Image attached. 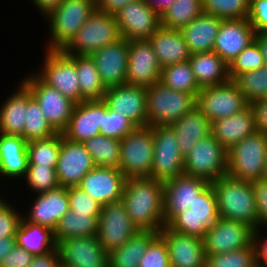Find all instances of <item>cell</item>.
<instances>
[{
    "mask_svg": "<svg viewBox=\"0 0 267 267\" xmlns=\"http://www.w3.org/2000/svg\"><path fill=\"white\" fill-rule=\"evenodd\" d=\"M164 186L152 178H128L122 202L139 231L159 232L164 226Z\"/></svg>",
    "mask_w": 267,
    "mask_h": 267,
    "instance_id": "1",
    "label": "cell"
},
{
    "mask_svg": "<svg viewBox=\"0 0 267 267\" xmlns=\"http://www.w3.org/2000/svg\"><path fill=\"white\" fill-rule=\"evenodd\" d=\"M220 217L258 228V215L252 182L225 175L211 182Z\"/></svg>",
    "mask_w": 267,
    "mask_h": 267,
    "instance_id": "2",
    "label": "cell"
},
{
    "mask_svg": "<svg viewBox=\"0 0 267 267\" xmlns=\"http://www.w3.org/2000/svg\"><path fill=\"white\" fill-rule=\"evenodd\" d=\"M96 9V0H63L45 16L49 23L45 49L63 50Z\"/></svg>",
    "mask_w": 267,
    "mask_h": 267,
    "instance_id": "3",
    "label": "cell"
},
{
    "mask_svg": "<svg viewBox=\"0 0 267 267\" xmlns=\"http://www.w3.org/2000/svg\"><path fill=\"white\" fill-rule=\"evenodd\" d=\"M197 105V98L156 82L147 87V126H171Z\"/></svg>",
    "mask_w": 267,
    "mask_h": 267,
    "instance_id": "4",
    "label": "cell"
},
{
    "mask_svg": "<svg viewBox=\"0 0 267 267\" xmlns=\"http://www.w3.org/2000/svg\"><path fill=\"white\" fill-rule=\"evenodd\" d=\"M267 159V133L256 131L227 151V175L244 181L262 178Z\"/></svg>",
    "mask_w": 267,
    "mask_h": 267,
    "instance_id": "5",
    "label": "cell"
},
{
    "mask_svg": "<svg viewBox=\"0 0 267 267\" xmlns=\"http://www.w3.org/2000/svg\"><path fill=\"white\" fill-rule=\"evenodd\" d=\"M154 158L152 127H136L120 140L119 169L125 178H151Z\"/></svg>",
    "mask_w": 267,
    "mask_h": 267,
    "instance_id": "6",
    "label": "cell"
},
{
    "mask_svg": "<svg viewBox=\"0 0 267 267\" xmlns=\"http://www.w3.org/2000/svg\"><path fill=\"white\" fill-rule=\"evenodd\" d=\"M115 16L96 9L63 49L67 55H87L121 39Z\"/></svg>",
    "mask_w": 267,
    "mask_h": 267,
    "instance_id": "7",
    "label": "cell"
},
{
    "mask_svg": "<svg viewBox=\"0 0 267 267\" xmlns=\"http://www.w3.org/2000/svg\"><path fill=\"white\" fill-rule=\"evenodd\" d=\"M220 218L210 183L196 196L190 208L178 213L166 226L175 232L204 239L206 232L213 229Z\"/></svg>",
    "mask_w": 267,
    "mask_h": 267,
    "instance_id": "8",
    "label": "cell"
},
{
    "mask_svg": "<svg viewBox=\"0 0 267 267\" xmlns=\"http://www.w3.org/2000/svg\"><path fill=\"white\" fill-rule=\"evenodd\" d=\"M44 61L39 72L35 73L48 85L74 103L84 99L80 95L76 69V55H67L63 50H45Z\"/></svg>",
    "mask_w": 267,
    "mask_h": 267,
    "instance_id": "9",
    "label": "cell"
},
{
    "mask_svg": "<svg viewBox=\"0 0 267 267\" xmlns=\"http://www.w3.org/2000/svg\"><path fill=\"white\" fill-rule=\"evenodd\" d=\"M21 83L37 101L51 127L62 133L69 124L76 103L46 84L35 72H30Z\"/></svg>",
    "mask_w": 267,
    "mask_h": 267,
    "instance_id": "10",
    "label": "cell"
},
{
    "mask_svg": "<svg viewBox=\"0 0 267 267\" xmlns=\"http://www.w3.org/2000/svg\"><path fill=\"white\" fill-rule=\"evenodd\" d=\"M184 174L209 183L227 175V150L211 134L199 140L184 157Z\"/></svg>",
    "mask_w": 267,
    "mask_h": 267,
    "instance_id": "11",
    "label": "cell"
},
{
    "mask_svg": "<svg viewBox=\"0 0 267 267\" xmlns=\"http://www.w3.org/2000/svg\"><path fill=\"white\" fill-rule=\"evenodd\" d=\"M154 158L151 178L165 183L184 174V157L180 152L177 135L169 126L152 127Z\"/></svg>",
    "mask_w": 267,
    "mask_h": 267,
    "instance_id": "12",
    "label": "cell"
},
{
    "mask_svg": "<svg viewBox=\"0 0 267 267\" xmlns=\"http://www.w3.org/2000/svg\"><path fill=\"white\" fill-rule=\"evenodd\" d=\"M248 105L237 84L230 80L221 85L202 87L196 107L213 122L239 113Z\"/></svg>",
    "mask_w": 267,
    "mask_h": 267,
    "instance_id": "13",
    "label": "cell"
},
{
    "mask_svg": "<svg viewBox=\"0 0 267 267\" xmlns=\"http://www.w3.org/2000/svg\"><path fill=\"white\" fill-rule=\"evenodd\" d=\"M138 231L122 200L102 206L96 236L107 253L122 246Z\"/></svg>",
    "mask_w": 267,
    "mask_h": 267,
    "instance_id": "14",
    "label": "cell"
},
{
    "mask_svg": "<svg viewBox=\"0 0 267 267\" xmlns=\"http://www.w3.org/2000/svg\"><path fill=\"white\" fill-rule=\"evenodd\" d=\"M96 165L83 143L68 140L61 133V148L56 174L58 183L65 188L76 187Z\"/></svg>",
    "mask_w": 267,
    "mask_h": 267,
    "instance_id": "15",
    "label": "cell"
},
{
    "mask_svg": "<svg viewBox=\"0 0 267 267\" xmlns=\"http://www.w3.org/2000/svg\"><path fill=\"white\" fill-rule=\"evenodd\" d=\"M114 16L121 37L128 41L148 39L161 26V16L144 0L128 3Z\"/></svg>",
    "mask_w": 267,
    "mask_h": 267,
    "instance_id": "16",
    "label": "cell"
},
{
    "mask_svg": "<svg viewBox=\"0 0 267 267\" xmlns=\"http://www.w3.org/2000/svg\"><path fill=\"white\" fill-rule=\"evenodd\" d=\"M162 66L148 39L129 40L126 83L150 87L160 81Z\"/></svg>",
    "mask_w": 267,
    "mask_h": 267,
    "instance_id": "17",
    "label": "cell"
},
{
    "mask_svg": "<svg viewBox=\"0 0 267 267\" xmlns=\"http://www.w3.org/2000/svg\"><path fill=\"white\" fill-rule=\"evenodd\" d=\"M57 250L63 267H108V253L97 236L62 240Z\"/></svg>",
    "mask_w": 267,
    "mask_h": 267,
    "instance_id": "18",
    "label": "cell"
},
{
    "mask_svg": "<svg viewBox=\"0 0 267 267\" xmlns=\"http://www.w3.org/2000/svg\"><path fill=\"white\" fill-rule=\"evenodd\" d=\"M110 110L126 116L137 127L147 126V87L123 84L106 89L102 99Z\"/></svg>",
    "mask_w": 267,
    "mask_h": 267,
    "instance_id": "19",
    "label": "cell"
},
{
    "mask_svg": "<svg viewBox=\"0 0 267 267\" xmlns=\"http://www.w3.org/2000/svg\"><path fill=\"white\" fill-rule=\"evenodd\" d=\"M210 183L205 179L186 174L179 175L164 186V223L167 225L178 213L184 212L193 204L196 196Z\"/></svg>",
    "mask_w": 267,
    "mask_h": 267,
    "instance_id": "20",
    "label": "cell"
},
{
    "mask_svg": "<svg viewBox=\"0 0 267 267\" xmlns=\"http://www.w3.org/2000/svg\"><path fill=\"white\" fill-rule=\"evenodd\" d=\"M253 229L244 223L220 218L203 239L206 255L236 251L252 243Z\"/></svg>",
    "mask_w": 267,
    "mask_h": 267,
    "instance_id": "21",
    "label": "cell"
},
{
    "mask_svg": "<svg viewBox=\"0 0 267 267\" xmlns=\"http://www.w3.org/2000/svg\"><path fill=\"white\" fill-rule=\"evenodd\" d=\"M94 60L102 84L105 88L126 84V71L129 57V41L121 38L93 52Z\"/></svg>",
    "mask_w": 267,
    "mask_h": 267,
    "instance_id": "22",
    "label": "cell"
},
{
    "mask_svg": "<svg viewBox=\"0 0 267 267\" xmlns=\"http://www.w3.org/2000/svg\"><path fill=\"white\" fill-rule=\"evenodd\" d=\"M255 38V29L248 18L222 20L213 51L230 65Z\"/></svg>",
    "mask_w": 267,
    "mask_h": 267,
    "instance_id": "23",
    "label": "cell"
},
{
    "mask_svg": "<svg viewBox=\"0 0 267 267\" xmlns=\"http://www.w3.org/2000/svg\"><path fill=\"white\" fill-rule=\"evenodd\" d=\"M125 181L119 168L95 166L82 178L78 187L103 206L121 200Z\"/></svg>",
    "mask_w": 267,
    "mask_h": 267,
    "instance_id": "24",
    "label": "cell"
},
{
    "mask_svg": "<svg viewBox=\"0 0 267 267\" xmlns=\"http://www.w3.org/2000/svg\"><path fill=\"white\" fill-rule=\"evenodd\" d=\"M158 234L167 245L170 267H205L203 239L175 232L166 225Z\"/></svg>",
    "mask_w": 267,
    "mask_h": 267,
    "instance_id": "25",
    "label": "cell"
},
{
    "mask_svg": "<svg viewBox=\"0 0 267 267\" xmlns=\"http://www.w3.org/2000/svg\"><path fill=\"white\" fill-rule=\"evenodd\" d=\"M36 199L22 218L26 222L48 227L52 230L69 211L68 188L59 186L48 192L35 194Z\"/></svg>",
    "mask_w": 267,
    "mask_h": 267,
    "instance_id": "26",
    "label": "cell"
},
{
    "mask_svg": "<svg viewBox=\"0 0 267 267\" xmlns=\"http://www.w3.org/2000/svg\"><path fill=\"white\" fill-rule=\"evenodd\" d=\"M103 121V100H84L76 104L67 128L62 132L70 141L83 143L100 135Z\"/></svg>",
    "mask_w": 267,
    "mask_h": 267,
    "instance_id": "27",
    "label": "cell"
},
{
    "mask_svg": "<svg viewBox=\"0 0 267 267\" xmlns=\"http://www.w3.org/2000/svg\"><path fill=\"white\" fill-rule=\"evenodd\" d=\"M256 131L255 113L251 105L232 116L213 121L211 127V134L227 151Z\"/></svg>",
    "mask_w": 267,
    "mask_h": 267,
    "instance_id": "28",
    "label": "cell"
},
{
    "mask_svg": "<svg viewBox=\"0 0 267 267\" xmlns=\"http://www.w3.org/2000/svg\"><path fill=\"white\" fill-rule=\"evenodd\" d=\"M28 168L27 141L0 133V180L24 178Z\"/></svg>",
    "mask_w": 267,
    "mask_h": 267,
    "instance_id": "29",
    "label": "cell"
},
{
    "mask_svg": "<svg viewBox=\"0 0 267 267\" xmlns=\"http://www.w3.org/2000/svg\"><path fill=\"white\" fill-rule=\"evenodd\" d=\"M148 40L162 67L188 61L191 57V52L180 30L160 26Z\"/></svg>",
    "mask_w": 267,
    "mask_h": 267,
    "instance_id": "30",
    "label": "cell"
},
{
    "mask_svg": "<svg viewBox=\"0 0 267 267\" xmlns=\"http://www.w3.org/2000/svg\"><path fill=\"white\" fill-rule=\"evenodd\" d=\"M15 90L0 106V133L24 138L26 108L33 97L21 82Z\"/></svg>",
    "mask_w": 267,
    "mask_h": 267,
    "instance_id": "31",
    "label": "cell"
},
{
    "mask_svg": "<svg viewBox=\"0 0 267 267\" xmlns=\"http://www.w3.org/2000/svg\"><path fill=\"white\" fill-rule=\"evenodd\" d=\"M221 22L214 15L202 13L180 30L191 54L213 51Z\"/></svg>",
    "mask_w": 267,
    "mask_h": 267,
    "instance_id": "32",
    "label": "cell"
},
{
    "mask_svg": "<svg viewBox=\"0 0 267 267\" xmlns=\"http://www.w3.org/2000/svg\"><path fill=\"white\" fill-rule=\"evenodd\" d=\"M171 127L177 135L180 152L185 157L199 140L211 135L212 122L195 107Z\"/></svg>",
    "mask_w": 267,
    "mask_h": 267,
    "instance_id": "33",
    "label": "cell"
},
{
    "mask_svg": "<svg viewBox=\"0 0 267 267\" xmlns=\"http://www.w3.org/2000/svg\"><path fill=\"white\" fill-rule=\"evenodd\" d=\"M188 61L201 88L221 85L231 80L229 65L214 51L191 54Z\"/></svg>",
    "mask_w": 267,
    "mask_h": 267,
    "instance_id": "34",
    "label": "cell"
},
{
    "mask_svg": "<svg viewBox=\"0 0 267 267\" xmlns=\"http://www.w3.org/2000/svg\"><path fill=\"white\" fill-rule=\"evenodd\" d=\"M16 245L34 256L45 255L57 249L54 230L26 222L23 218L15 235Z\"/></svg>",
    "mask_w": 267,
    "mask_h": 267,
    "instance_id": "35",
    "label": "cell"
},
{
    "mask_svg": "<svg viewBox=\"0 0 267 267\" xmlns=\"http://www.w3.org/2000/svg\"><path fill=\"white\" fill-rule=\"evenodd\" d=\"M157 235L156 231H138L122 246L108 253V267H139L142 255Z\"/></svg>",
    "mask_w": 267,
    "mask_h": 267,
    "instance_id": "36",
    "label": "cell"
},
{
    "mask_svg": "<svg viewBox=\"0 0 267 267\" xmlns=\"http://www.w3.org/2000/svg\"><path fill=\"white\" fill-rule=\"evenodd\" d=\"M99 215L100 213L73 212L69 209L54 230L56 243L69 238L96 236Z\"/></svg>",
    "mask_w": 267,
    "mask_h": 267,
    "instance_id": "37",
    "label": "cell"
},
{
    "mask_svg": "<svg viewBox=\"0 0 267 267\" xmlns=\"http://www.w3.org/2000/svg\"><path fill=\"white\" fill-rule=\"evenodd\" d=\"M76 69L80 95L84 100H101L106 92L94 60L87 55H76Z\"/></svg>",
    "mask_w": 267,
    "mask_h": 267,
    "instance_id": "38",
    "label": "cell"
},
{
    "mask_svg": "<svg viewBox=\"0 0 267 267\" xmlns=\"http://www.w3.org/2000/svg\"><path fill=\"white\" fill-rule=\"evenodd\" d=\"M159 82L173 90L192 94L196 98L201 90L189 61L162 67Z\"/></svg>",
    "mask_w": 267,
    "mask_h": 267,
    "instance_id": "39",
    "label": "cell"
},
{
    "mask_svg": "<svg viewBox=\"0 0 267 267\" xmlns=\"http://www.w3.org/2000/svg\"><path fill=\"white\" fill-rule=\"evenodd\" d=\"M203 12L202 0H174L161 16V26L181 30Z\"/></svg>",
    "mask_w": 267,
    "mask_h": 267,
    "instance_id": "40",
    "label": "cell"
},
{
    "mask_svg": "<svg viewBox=\"0 0 267 267\" xmlns=\"http://www.w3.org/2000/svg\"><path fill=\"white\" fill-rule=\"evenodd\" d=\"M83 144L97 167L119 168L120 140L98 135Z\"/></svg>",
    "mask_w": 267,
    "mask_h": 267,
    "instance_id": "41",
    "label": "cell"
},
{
    "mask_svg": "<svg viewBox=\"0 0 267 267\" xmlns=\"http://www.w3.org/2000/svg\"><path fill=\"white\" fill-rule=\"evenodd\" d=\"M61 148V132L45 139L27 142L28 166H51L56 168Z\"/></svg>",
    "mask_w": 267,
    "mask_h": 267,
    "instance_id": "42",
    "label": "cell"
},
{
    "mask_svg": "<svg viewBox=\"0 0 267 267\" xmlns=\"http://www.w3.org/2000/svg\"><path fill=\"white\" fill-rule=\"evenodd\" d=\"M249 105L267 98V69L252 70L239 74L233 80Z\"/></svg>",
    "mask_w": 267,
    "mask_h": 267,
    "instance_id": "43",
    "label": "cell"
},
{
    "mask_svg": "<svg viewBox=\"0 0 267 267\" xmlns=\"http://www.w3.org/2000/svg\"><path fill=\"white\" fill-rule=\"evenodd\" d=\"M57 132L47 122L45 115L37 101L32 98L26 108V120L24 124V139L28 142L36 139H45Z\"/></svg>",
    "mask_w": 267,
    "mask_h": 267,
    "instance_id": "44",
    "label": "cell"
},
{
    "mask_svg": "<svg viewBox=\"0 0 267 267\" xmlns=\"http://www.w3.org/2000/svg\"><path fill=\"white\" fill-rule=\"evenodd\" d=\"M203 12L222 20L248 18L250 0H202Z\"/></svg>",
    "mask_w": 267,
    "mask_h": 267,
    "instance_id": "45",
    "label": "cell"
},
{
    "mask_svg": "<svg viewBox=\"0 0 267 267\" xmlns=\"http://www.w3.org/2000/svg\"><path fill=\"white\" fill-rule=\"evenodd\" d=\"M205 267H257L254 246L240 250L206 255Z\"/></svg>",
    "mask_w": 267,
    "mask_h": 267,
    "instance_id": "46",
    "label": "cell"
},
{
    "mask_svg": "<svg viewBox=\"0 0 267 267\" xmlns=\"http://www.w3.org/2000/svg\"><path fill=\"white\" fill-rule=\"evenodd\" d=\"M265 68L264 56L255 40L246 47L229 65V76L234 80L239 74Z\"/></svg>",
    "mask_w": 267,
    "mask_h": 267,
    "instance_id": "47",
    "label": "cell"
},
{
    "mask_svg": "<svg viewBox=\"0 0 267 267\" xmlns=\"http://www.w3.org/2000/svg\"><path fill=\"white\" fill-rule=\"evenodd\" d=\"M136 127L126 116L110 110L103 101V121L99 128L100 135L121 140Z\"/></svg>",
    "mask_w": 267,
    "mask_h": 267,
    "instance_id": "48",
    "label": "cell"
},
{
    "mask_svg": "<svg viewBox=\"0 0 267 267\" xmlns=\"http://www.w3.org/2000/svg\"><path fill=\"white\" fill-rule=\"evenodd\" d=\"M23 180L36 194L48 192L60 186L56 168L51 166H28Z\"/></svg>",
    "mask_w": 267,
    "mask_h": 267,
    "instance_id": "49",
    "label": "cell"
},
{
    "mask_svg": "<svg viewBox=\"0 0 267 267\" xmlns=\"http://www.w3.org/2000/svg\"><path fill=\"white\" fill-rule=\"evenodd\" d=\"M139 267H170L168 248L159 234L149 243Z\"/></svg>",
    "mask_w": 267,
    "mask_h": 267,
    "instance_id": "50",
    "label": "cell"
},
{
    "mask_svg": "<svg viewBox=\"0 0 267 267\" xmlns=\"http://www.w3.org/2000/svg\"><path fill=\"white\" fill-rule=\"evenodd\" d=\"M7 199L0 203V238L15 237L22 220V214Z\"/></svg>",
    "mask_w": 267,
    "mask_h": 267,
    "instance_id": "51",
    "label": "cell"
},
{
    "mask_svg": "<svg viewBox=\"0 0 267 267\" xmlns=\"http://www.w3.org/2000/svg\"><path fill=\"white\" fill-rule=\"evenodd\" d=\"M69 209L73 212L101 213L102 205L80 187L68 188Z\"/></svg>",
    "mask_w": 267,
    "mask_h": 267,
    "instance_id": "52",
    "label": "cell"
},
{
    "mask_svg": "<svg viewBox=\"0 0 267 267\" xmlns=\"http://www.w3.org/2000/svg\"><path fill=\"white\" fill-rule=\"evenodd\" d=\"M248 20L256 34L267 33V0H250Z\"/></svg>",
    "mask_w": 267,
    "mask_h": 267,
    "instance_id": "53",
    "label": "cell"
},
{
    "mask_svg": "<svg viewBox=\"0 0 267 267\" xmlns=\"http://www.w3.org/2000/svg\"><path fill=\"white\" fill-rule=\"evenodd\" d=\"M252 186L256 200L258 227L264 228L267 226V182L259 179L252 181Z\"/></svg>",
    "mask_w": 267,
    "mask_h": 267,
    "instance_id": "54",
    "label": "cell"
},
{
    "mask_svg": "<svg viewBox=\"0 0 267 267\" xmlns=\"http://www.w3.org/2000/svg\"><path fill=\"white\" fill-rule=\"evenodd\" d=\"M34 255L18 245H14L11 251L4 257L0 267H28L33 261Z\"/></svg>",
    "mask_w": 267,
    "mask_h": 267,
    "instance_id": "55",
    "label": "cell"
},
{
    "mask_svg": "<svg viewBox=\"0 0 267 267\" xmlns=\"http://www.w3.org/2000/svg\"><path fill=\"white\" fill-rule=\"evenodd\" d=\"M261 229L263 228L258 227L253 230L252 244L255 250L257 267H267V236L262 235L263 231Z\"/></svg>",
    "mask_w": 267,
    "mask_h": 267,
    "instance_id": "56",
    "label": "cell"
},
{
    "mask_svg": "<svg viewBox=\"0 0 267 267\" xmlns=\"http://www.w3.org/2000/svg\"><path fill=\"white\" fill-rule=\"evenodd\" d=\"M257 131L267 133V98L253 102Z\"/></svg>",
    "mask_w": 267,
    "mask_h": 267,
    "instance_id": "57",
    "label": "cell"
},
{
    "mask_svg": "<svg viewBox=\"0 0 267 267\" xmlns=\"http://www.w3.org/2000/svg\"><path fill=\"white\" fill-rule=\"evenodd\" d=\"M61 265L57 249L45 255L34 256L28 267H59Z\"/></svg>",
    "mask_w": 267,
    "mask_h": 267,
    "instance_id": "58",
    "label": "cell"
},
{
    "mask_svg": "<svg viewBox=\"0 0 267 267\" xmlns=\"http://www.w3.org/2000/svg\"><path fill=\"white\" fill-rule=\"evenodd\" d=\"M136 0H96L97 9L110 15L117 14L128 3Z\"/></svg>",
    "mask_w": 267,
    "mask_h": 267,
    "instance_id": "59",
    "label": "cell"
},
{
    "mask_svg": "<svg viewBox=\"0 0 267 267\" xmlns=\"http://www.w3.org/2000/svg\"><path fill=\"white\" fill-rule=\"evenodd\" d=\"M62 1L63 0H31L43 17L59 6Z\"/></svg>",
    "mask_w": 267,
    "mask_h": 267,
    "instance_id": "60",
    "label": "cell"
},
{
    "mask_svg": "<svg viewBox=\"0 0 267 267\" xmlns=\"http://www.w3.org/2000/svg\"><path fill=\"white\" fill-rule=\"evenodd\" d=\"M159 16L171 6L174 0H144Z\"/></svg>",
    "mask_w": 267,
    "mask_h": 267,
    "instance_id": "61",
    "label": "cell"
},
{
    "mask_svg": "<svg viewBox=\"0 0 267 267\" xmlns=\"http://www.w3.org/2000/svg\"><path fill=\"white\" fill-rule=\"evenodd\" d=\"M14 245H16L15 237L0 238V266L4 257L11 251Z\"/></svg>",
    "mask_w": 267,
    "mask_h": 267,
    "instance_id": "62",
    "label": "cell"
},
{
    "mask_svg": "<svg viewBox=\"0 0 267 267\" xmlns=\"http://www.w3.org/2000/svg\"><path fill=\"white\" fill-rule=\"evenodd\" d=\"M255 40L259 43L265 61V68L267 69V33L256 34Z\"/></svg>",
    "mask_w": 267,
    "mask_h": 267,
    "instance_id": "63",
    "label": "cell"
},
{
    "mask_svg": "<svg viewBox=\"0 0 267 267\" xmlns=\"http://www.w3.org/2000/svg\"><path fill=\"white\" fill-rule=\"evenodd\" d=\"M261 179L267 182V159H266V163H265V166H264L263 176H262Z\"/></svg>",
    "mask_w": 267,
    "mask_h": 267,
    "instance_id": "64",
    "label": "cell"
},
{
    "mask_svg": "<svg viewBox=\"0 0 267 267\" xmlns=\"http://www.w3.org/2000/svg\"><path fill=\"white\" fill-rule=\"evenodd\" d=\"M2 197V195H0V203L3 201V200H5L3 197Z\"/></svg>",
    "mask_w": 267,
    "mask_h": 267,
    "instance_id": "65",
    "label": "cell"
}]
</instances>
